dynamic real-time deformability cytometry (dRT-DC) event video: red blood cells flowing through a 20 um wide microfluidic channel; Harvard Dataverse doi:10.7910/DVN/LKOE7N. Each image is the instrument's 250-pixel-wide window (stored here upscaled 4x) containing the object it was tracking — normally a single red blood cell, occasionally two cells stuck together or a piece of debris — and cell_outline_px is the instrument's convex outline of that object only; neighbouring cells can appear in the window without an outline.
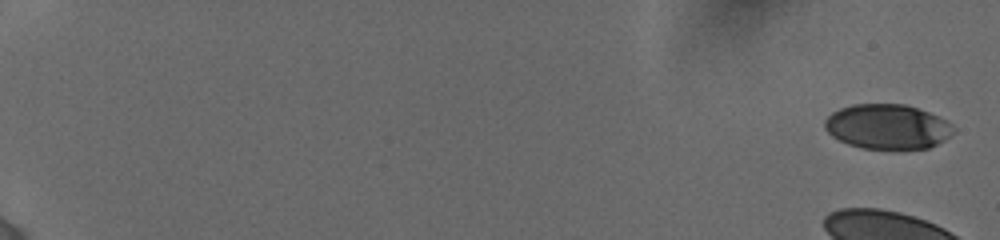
{"species": "human", "species_latin": "Homo sapiens", "temperature_condition": "cold", "stored_images_in_passage": 25, "camera_frame_rate_fps": 3000, "um_per_image_px": 0.085, "donor": {"sex": "female"}, "frame": {"image": 1, "passage_image": 1, "time_ms": 0.0, "image_size_px": [1000, 240], "cell_outline_px": [[956, 132], [944, 140], [928, 148], [864, 148], [848, 144], [832, 136], [824, 128], [824, 120], [832, 112], [840, 108], [852, 104], [904, 104], [928, 112], [952, 124], [956, 128]], "centroid_in_image_um": [75.42, 10.75], "position_along_channel_um": 9.6, "area_um2": 33.41}}